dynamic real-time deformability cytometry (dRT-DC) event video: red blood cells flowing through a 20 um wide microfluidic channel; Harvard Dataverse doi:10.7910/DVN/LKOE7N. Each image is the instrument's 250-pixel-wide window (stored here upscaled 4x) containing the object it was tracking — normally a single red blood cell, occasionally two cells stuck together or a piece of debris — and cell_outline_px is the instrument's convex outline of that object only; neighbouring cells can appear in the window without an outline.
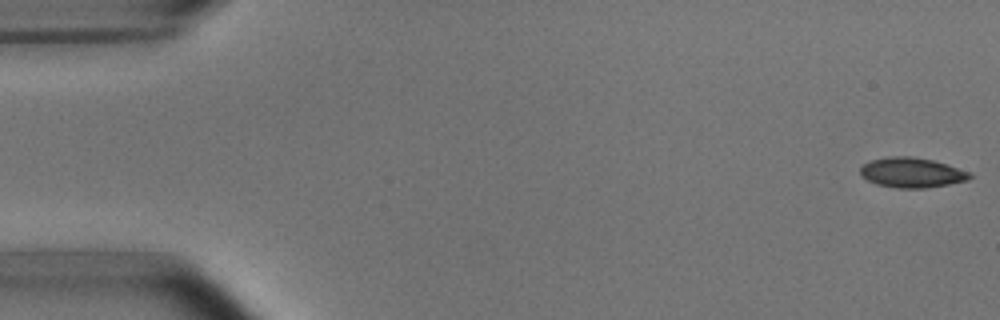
{"species": "common noctule bat (a hibernating species)", "species_latin": "Nyctalus noctula", "temperature_condition": "room temperature", "stored_images_in_passage": 5, "camera_frame_rate_fps": 3000, "um_per_image_px": 0.085, "animal": {"sex": "male", "body_mass_g": 15.6}, "frame": {"image": 1, "passage_image": 1, "time_ms": 0.0, "image_size_px": [1000, 320], "cell_outline_px": [[972, 176], [968, 180], [948, 184], [924, 188], [900, 188], [876, 184], [860, 176], [860, 168], [864, 164], [872, 160], [888, 156], [912, 156], [932, 160], [972, 172]], "centroid_in_image_um": [77.5, 14.66], "position_along_channel_um": 7.5, "area_um2": 19.07}}